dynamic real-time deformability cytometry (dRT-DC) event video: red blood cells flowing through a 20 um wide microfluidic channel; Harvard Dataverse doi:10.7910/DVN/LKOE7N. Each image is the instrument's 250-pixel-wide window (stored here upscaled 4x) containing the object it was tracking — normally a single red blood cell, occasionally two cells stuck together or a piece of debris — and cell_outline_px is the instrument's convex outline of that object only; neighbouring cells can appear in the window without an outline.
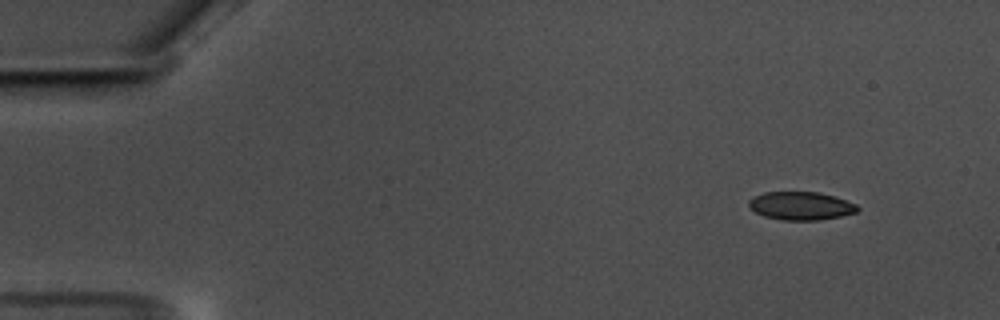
{"species": "common noctule bat (a hibernating species)", "species_latin": "Nyctalus noctula", "temperature_condition": "warm", "stored_images_in_passage": 13, "camera_frame_rate_fps": 3000, "um_per_image_px": 0.085, "animal": {"sex": "male", "body_mass_g": 17.5, "forearm_length_mm": 52.3}, "frame": {"image": 1, "passage_image": 6, "time_ms": 1.667, "image_size_px": [1000, 320], "cell_outline_px": [[860, 208], [856, 212], [840, 216], [820, 220], [784, 220], [764, 216], [756, 212], [748, 204], [748, 200], [764, 192], [816, 192], [832, 196], [856, 204]], "centroid_in_image_um": [68.07, 17.5], "position_along_channel_um": 16.9, "area_um2": 17.57}}